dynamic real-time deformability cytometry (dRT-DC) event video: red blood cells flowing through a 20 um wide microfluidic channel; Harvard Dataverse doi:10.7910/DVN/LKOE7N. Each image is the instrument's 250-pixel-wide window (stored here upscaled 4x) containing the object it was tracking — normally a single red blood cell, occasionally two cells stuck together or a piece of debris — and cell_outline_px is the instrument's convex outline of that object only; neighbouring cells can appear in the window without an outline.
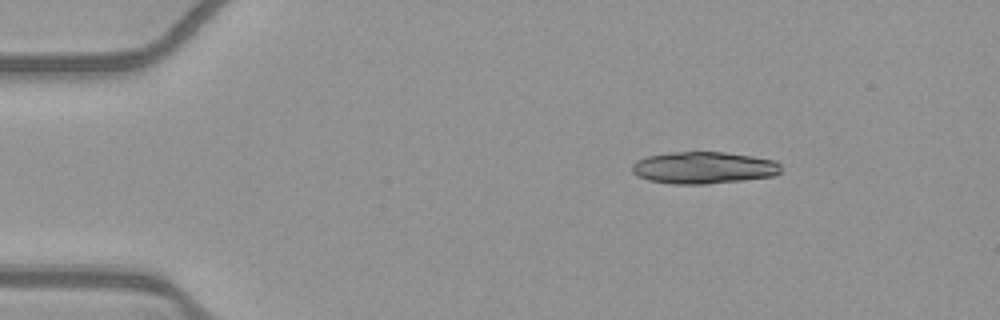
{"species": "common noctule bat (a hibernating species)", "species_latin": "Nyctalus noctula", "temperature_condition": "warm", "stored_images_in_passage": 11, "camera_frame_rate_fps": 3000, "um_per_image_px": 0.085, "animal": {"sex": "female", "body_mass_g": 21.9}, "frame": {"image": 1, "passage_image": 1, "time_ms": 0.0, "image_size_px": [1000, 320], "cell_outline_px": [[780, 172], [772, 176], [708, 184], [672, 184], [648, 180], [632, 172], [632, 164], [636, 160], [648, 156], [672, 152], [724, 152], [752, 156], [776, 160], [780, 164]], "centroid_in_image_um": [59.8, 14.25], "position_along_channel_um": 25.2, "area_um2": 27.63}}